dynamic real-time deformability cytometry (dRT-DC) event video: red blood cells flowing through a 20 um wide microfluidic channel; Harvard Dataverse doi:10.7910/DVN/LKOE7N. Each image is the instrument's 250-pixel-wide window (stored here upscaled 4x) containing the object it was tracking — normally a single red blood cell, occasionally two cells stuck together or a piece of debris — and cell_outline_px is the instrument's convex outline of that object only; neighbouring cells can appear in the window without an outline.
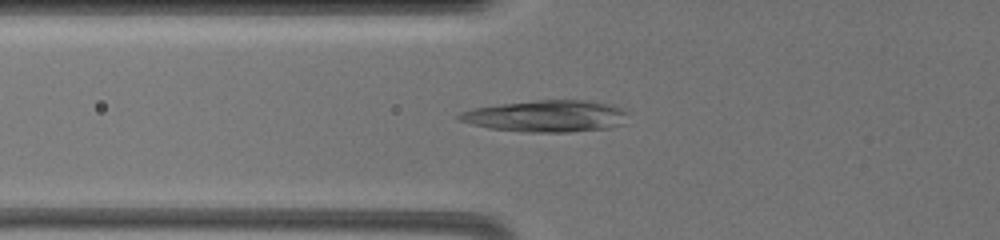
{"species": "common noctule bat (a hibernating species)", "species_latin": "Nyctalus noctula", "temperature_condition": "warm", "stored_images_in_passage": 4, "camera_frame_rate_fps": 3000, "um_per_image_px": 0.085, "animal": {"sex": "female", "body_mass_g": 19.5, "forearm_length_mm": 54.1}, "frame": {"image": 1, "passage_image": 4, "time_ms": 3.667, "image_size_px": [1000, 240], "cell_outline_px": [[628, 124], [608, 128], [568, 132], [524, 132], [488, 128], [472, 124], [460, 120], [456, 116], [460, 112], [472, 108], [500, 104], [536, 100], [584, 100], [608, 104], [620, 108], [628, 112]], "centroid_in_image_um": [46.47, 9.87], "position_along_channel_um": 79.3, "area_um2": 31.39}}